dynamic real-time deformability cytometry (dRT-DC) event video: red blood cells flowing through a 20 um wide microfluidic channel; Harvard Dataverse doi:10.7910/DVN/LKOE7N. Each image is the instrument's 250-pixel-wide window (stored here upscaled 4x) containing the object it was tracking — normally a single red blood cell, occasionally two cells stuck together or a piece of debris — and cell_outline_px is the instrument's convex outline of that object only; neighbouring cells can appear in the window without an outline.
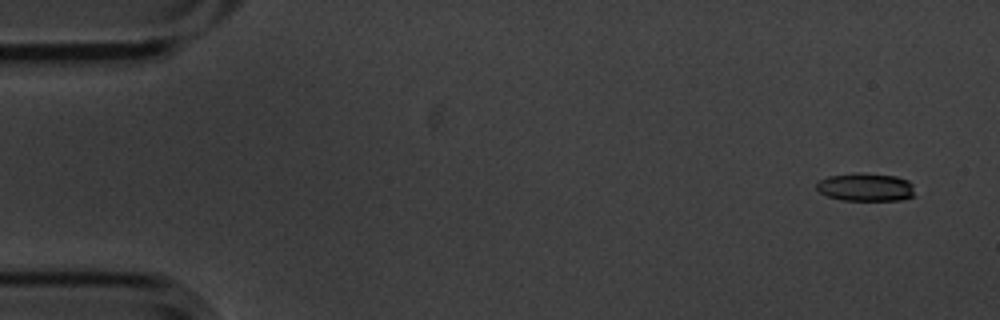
{"species": "common noctule bat (a hibernating species)", "species_latin": "Nyctalus noctula", "temperature_condition": "cold", "stored_images_in_passage": 5, "segment_of_instrument_passage": [1, 2], "camera_frame_rate_fps": 3000, "um_per_image_px": 0.085, "animal": {"sex": "male", "body_mass_g": 20.1, "forearm_length_mm": 53.5}, "frame": {"image": 1, "passage_image": 1, "time_ms": 0.0, "image_size_px": [1000, 320], "cell_outline_px": [[912, 196], [900, 200], [840, 200], [828, 196], [820, 192], [816, 188], [816, 184], [820, 180], [828, 176], [856, 172], [860, 172], [896, 176], [908, 180], [912, 184]], "centroid_in_image_um": [73.54, 15.89], "position_along_channel_um": 11.5, "area_um2": 16.07}}
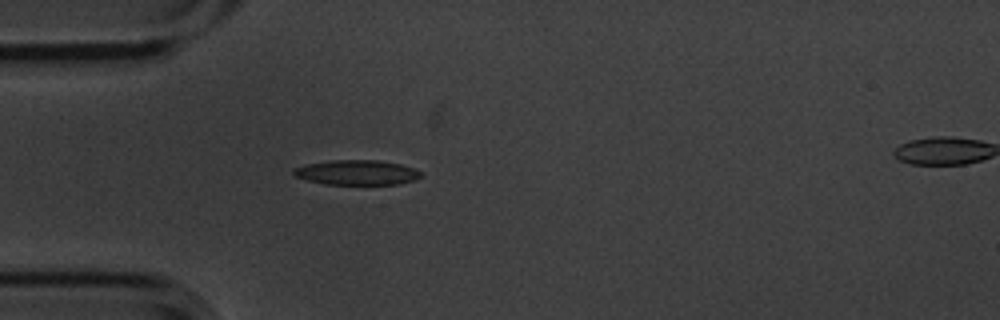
{"frame": {"image": 2, "passage_image": 4, "time_ms": 1.0, "image_size_px": [1000, 320], "cell_outline_px": [[424, 172], [416, 180], [400, 184], [324, 184], [308, 180], [296, 176], [292, 172], [292, 168], [304, 164], [332, 160], [376, 160], [400, 164]], "centroid_in_image_um": [30.33, 14.66], "position_along_channel_um": 54.7, "area_um2": 18.5}}